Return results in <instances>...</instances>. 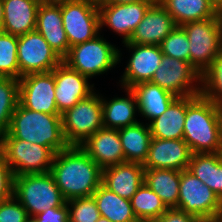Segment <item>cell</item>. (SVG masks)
Listing matches in <instances>:
<instances>
[{
	"instance_id": "obj_1",
	"label": "cell",
	"mask_w": 222,
	"mask_h": 222,
	"mask_svg": "<svg viewBox=\"0 0 222 222\" xmlns=\"http://www.w3.org/2000/svg\"><path fill=\"white\" fill-rule=\"evenodd\" d=\"M102 170L80 146H68L54 155L50 173L67 201L93 196L102 184Z\"/></svg>"
},
{
	"instance_id": "obj_2",
	"label": "cell",
	"mask_w": 222,
	"mask_h": 222,
	"mask_svg": "<svg viewBox=\"0 0 222 222\" xmlns=\"http://www.w3.org/2000/svg\"><path fill=\"white\" fill-rule=\"evenodd\" d=\"M183 140L191 153L222 152L220 108L202 95L186 96Z\"/></svg>"
},
{
	"instance_id": "obj_3",
	"label": "cell",
	"mask_w": 222,
	"mask_h": 222,
	"mask_svg": "<svg viewBox=\"0 0 222 222\" xmlns=\"http://www.w3.org/2000/svg\"><path fill=\"white\" fill-rule=\"evenodd\" d=\"M8 133L15 139L48 147L54 154L66 149L61 114H46L24 108L18 103Z\"/></svg>"
},
{
	"instance_id": "obj_4",
	"label": "cell",
	"mask_w": 222,
	"mask_h": 222,
	"mask_svg": "<svg viewBox=\"0 0 222 222\" xmlns=\"http://www.w3.org/2000/svg\"><path fill=\"white\" fill-rule=\"evenodd\" d=\"M13 196L31 217L66 203L50 172L14 176Z\"/></svg>"
},
{
	"instance_id": "obj_5",
	"label": "cell",
	"mask_w": 222,
	"mask_h": 222,
	"mask_svg": "<svg viewBox=\"0 0 222 222\" xmlns=\"http://www.w3.org/2000/svg\"><path fill=\"white\" fill-rule=\"evenodd\" d=\"M121 56L118 47L99 34L90 41L70 47L62 62L90 79L115 68Z\"/></svg>"
},
{
	"instance_id": "obj_6",
	"label": "cell",
	"mask_w": 222,
	"mask_h": 222,
	"mask_svg": "<svg viewBox=\"0 0 222 222\" xmlns=\"http://www.w3.org/2000/svg\"><path fill=\"white\" fill-rule=\"evenodd\" d=\"M62 131L69 146H80L96 131L103 128L100 94L94 92L61 114Z\"/></svg>"
},
{
	"instance_id": "obj_7",
	"label": "cell",
	"mask_w": 222,
	"mask_h": 222,
	"mask_svg": "<svg viewBox=\"0 0 222 222\" xmlns=\"http://www.w3.org/2000/svg\"><path fill=\"white\" fill-rule=\"evenodd\" d=\"M177 209L206 222L222 216V200L188 169L180 171Z\"/></svg>"
},
{
	"instance_id": "obj_8",
	"label": "cell",
	"mask_w": 222,
	"mask_h": 222,
	"mask_svg": "<svg viewBox=\"0 0 222 222\" xmlns=\"http://www.w3.org/2000/svg\"><path fill=\"white\" fill-rule=\"evenodd\" d=\"M0 151L14 176L50 172L55 155L48 147L15 139L8 132L0 139Z\"/></svg>"
},
{
	"instance_id": "obj_9",
	"label": "cell",
	"mask_w": 222,
	"mask_h": 222,
	"mask_svg": "<svg viewBox=\"0 0 222 222\" xmlns=\"http://www.w3.org/2000/svg\"><path fill=\"white\" fill-rule=\"evenodd\" d=\"M61 13L69 47L90 41L100 34L98 3L90 0H61Z\"/></svg>"
},
{
	"instance_id": "obj_10",
	"label": "cell",
	"mask_w": 222,
	"mask_h": 222,
	"mask_svg": "<svg viewBox=\"0 0 222 222\" xmlns=\"http://www.w3.org/2000/svg\"><path fill=\"white\" fill-rule=\"evenodd\" d=\"M189 39L190 63L202 75L222 49L216 17L181 26Z\"/></svg>"
},
{
	"instance_id": "obj_11",
	"label": "cell",
	"mask_w": 222,
	"mask_h": 222,
	"mask_svg": "<svg viewBox=\"0 0 222 222\" xmlns=\"http://www.w3.org/2000/svg\"><path fill=\"white\" fill-rule=\"evenodd\" d=\"M150 82L176 97L201 95L200 73L190 62L170 56L163 55L161 65Z\"/></svg>"
},
{
	"instance_id": "obj_12",
	"label": "cell",
	"mask_w": 222,
	"mask_h": 222,
	"mask_svg": "<svg viewBox=\"0 0 222 222\" xmlns=\"http://www.w3.org/2000/svg\"><path fill=\"white\" fill-rule=\"evenodd\" d=\"M17 58L19 79L31 73L51 72L62 62V58L36 30L18 36Z\"/></svg>"
},
{
	"instance_id": "obj_13",
	"label": "cell",
	"mask_w": 222,
	"mask_h": 222,
	"mask_svg": "<svg viewBox=\"0 0 222 222\" xmlns=\"http://www.w3.org/2000/svg\"><path fill=\"white\" fill-rule=\"evenodd\" d=\"M55 69L31 73L19 79V103L28 110L60 114L55 102Z\"/></svg>"
},
{
	"instance_id": "obj_14",
	"label": "cell",
	"mask_w": 222,
	"mask_h": 222,
	"mask_svg": "<svg viewBox=\"0 0 222 222\" xmlns=\"http://www.w3.org/2000/svg\"><path fill=\"white\" fill-rule=\"evenodd\" d=\"M158 0H145L125 4H98L100 28L108 26L122 36V43L129 41L148 9Z\"/></svg>"
},
{
	"instance_id": "obj_15",
	"label": "cell",
	"mask_w": 222,
	"mask_h": 222,
	"mask_svg": "<svg viewBox=\"0 0 222 222\" xmlns=\"http://www.w3.org/2000/svg\"><path fill=\"white\" fill-rule=\"evenodd\" d=\"M129 51L131 57L121 76V88H132L133 86L150 82L155 71L161 65L163 53L160 46L141 45L134 43H123Z\"/></svg>"
},
{
	"instance_id": "obj_16",
	"label": "cell",
	"mask_w": 222,
	"mask_h": 222,
	"mask_svg": "<svg viewBox=\"0 0 222 222\" xmlns=\"http://www.w3.org/2000/svg\"><path fill=\"white\" fill-rule=\"evenodd\" d=\"M80 72L71 69L64 62L55 68V102L58 112L63 114L78 101L86 99L95 91L94 84Z\"/></svg>"
},
{
	"instance_id": "obj_17",
	"label": "cell",
	"mask_w": 222,
	"mask_h": 222,
	"mask_svg": "<svg viewBox=\"0 0 222 222\" xmlns=\"http://www.w3.org/2000/svg\"><path fill=\"white\" fill-rule=\"evenodd\" d=\"M192 153L183 139L152 138L144 169H188Z\"/></svg>"
},
{
	"instance_id": "obj_18",
	"label": "cell",
	"mask_w": 222,
	"mask_h": 222,
	"mask_svg": "<svg viewBox=\"0 0 222 222\" xmlns=\"http://www.w3.org/2000/svg\"><path fill=\"white\" fill-rule=\"evenodd\" d=\"M35 30L62 59L68 54L70 47L63 28L61 1L40 3Z\"/></svg>"
},
{
	"instance_id": "obj_19",
	"label": "cell",
	"mask_w": 222,
	"mask_h": 222,
	"mask_svg": "<svg viewBox=\"0 0 222 222\" xmlns=\"http://www.w3.org/2000/svg\"><path fill=\"white\" fill-rule=\"evenodd\" d=\"M176 27L172 16L156 1L148 9L129 41L124 43L160 46L162 40Z\"/></svg>"
},
{
	"instance_id": "obj_20",
	"label": "cell",
	"mask_w": 222,
	"mask_h": 222,
	"mask_svg": "<svg viewBox=\"0 0 222 222\" xmlns=\"http://www.w3.org/2000/svg\"><path fill=\"white\" fill-rule=\"evenodd\" d=\"M80 147L103 169L125 162L118 129L101 128Z\"/></svg>"
},
{
	"instance_id": "obj_21",
	"label": "cell",
	"mask_w": 222,
	"mask_h": 222,
	"mask_svg": "<svg viewBox=\"0 0 222 222\" xmlns=\"http://www.w3.org/2000/svg\"><path fill=\"white\" fill-rule=\"evenodd\" d=\"M144 166L123 162L103 168L102 185L120 197L131 199L144 182Z\"/></svg>"
},
{
	"instance_id": "obj_22",
	"label": "cell",
	"mask_w": 222,
	"mask_h": 222,
	"mask_svg": "<svg viewBox=\"0 0 222 222\" xmlns=\"http://www.w3.org/2000/svg\"><path fill=\"white\" fill-rule=\"evenodd\" d=\"M39 5L36 0H3L2 32L20 36L35 31Z\"/></svg>"
},
{
	"instance_id": "obj_23",
	"label": "cell",
	"mask_w": 222,
	"mask_h": 222,
	"mask_svg": "<svg viewBox=\"0 0 222 222\" xmlns=\"http://www.w3.org/2000/svg\"><path fill=\"white\" fill-rule=\"evenodd\" d=\"M126 97H113L109 101L101 96L103 110V127L121 129L139 121L135 118L138 111L135 93L130 88H123Z\"/></svg>"
},
{
	"instance_id": "obj_24",
	"label": "cell",
	"mask_w": 222,
	"mask_h": 222,
	"mask_svg": "<svg viewBox=\"0 0 222 222\" xmlns=\"http://www.w3.org/2000/svg\"><path fill=\"white\" fill-rule=\"evenodd\" d=\"M186 96L177 97L159 117L148 123L152 138L183 139Z\"/></svg>"
},
{
	"instance_id": "obj_25",
	"label": "cell",
	"mask_w": 222,
	"mask_h": 222,
	"mask_svg": "<svg viewBox=\"0 0 222 222\" xmlns=\"http://www.w3.org/2000/svg\"><path fill=\"white\" fill-rule=\"evenodd\" d=\"M135 93L138 113L149 122L163 114L177 98L170 92L151 82H143L131 88Z\"/></svg>"
},
{
	"instance_id": "obj_26",
	"label": "cell",
	"mask_w": 222,
	"mask_h": 222,
	"mask_svg": "<svg viewBox=\"0 0 222 222\" xmlns=\"http://www.w3.org/2000/svg\"><path fill=\"white\" fill-rule=\"evenodd\" d=\"M118 130L125 162L144 164L148 157L149 145L152 139L148 123L143 124L139 121Z\"/></svg>"
},
{
	"instance_id": "obj_27",
	"label": "cell",
	"mask_w": 222,
	"mask_h": 222,
	"mask_svg": "<svg viewBox=\"0 0 222 222\" xmlns=\"http://www.w3.org/2000/svg\"><path fill=\"white\" fill-rule=\"evenodd\" d=\"M188 170L222 200V152L193 153Z\"/></svg>"
},
{
	"instance_id": "obj_28",
	"label": "cell",
	"mask_w": 222,
	"mask_h": 222,
	"mask_svg": "<svg viewBox=\"0 0 222 222\" xmlns=\"http://www.w3.org/2000/svg\"><path fill=\"white\" fill-rule=\"evenodd\" d=\"M144 182L161 198L167 208H177L180 171L173 169H145Z\"/></svg>"
},
{
	"instance_id": "obj_29",
	"label": "cell",
	"mask_w": 222,
	"mask_h": 222,
	"mask_svg": "<svg viewBox=\"0 0 222 222\" xmlns=\"http://www.w3.org/2000/svg\"><path fill=\"white\" fill-rule=\"evenodd\" d=\"M172 16L177 26L213 18L216 7L208 0H158Z\"/></svg>"
},
{
	"instance_id": "obj_30",
	"label": "cell",
	"mask_w": 222,
	"mask_h": 222,
	"mask_svg": "<svg viewBox=\"0 0 222 222\" xmlns=\"http://www.w3.org/2000/svg\"><path fill=\"white\" fill-rule=\"evenodd\" d=\"M97 208L102 217L111 222H139L135 217L129 199L120 197L102 184L93 193Z\"/></svg>"
},
{
	"instance_id": "obj_31",
	"label": "cell",
	"mask_w": 222,
	"mask_h": 222,
	"mask_svg": "<svg viewBox=\"0 0 222 222\" xmlns=\"http://www.w3.org/2000/svg\"><path fill=\"white\" fill-rule=\"evenodd\" d=\"M133 213L138 221L158 219L167 211L161 198L145 182L130 199Z\"/></svg>"
},
{
	"instance_id": "obj_32",
	"label": "cell",
	"mask_w": 222,
	"mask_h": 222,
	"mask_svg": "<svg viewBox=\"0 0 222 222\" xmlns=\"http://www.w3.org/2000/svg\"><path fill=\"white\" fill-rule=\"evenodd\" d=\"M19 103V79L0 77V139L8 132Z\"/></svg>"
},
{
	"instance_id": "obj_33",
	"label": "cell",
	"mask_w": 222,
	"mask_h": 222,
	"mask_svg": "<svg viewBox=\"0 0 222 222\" xmlns=\"http://www.w3.org/2000/svg\"><path fill=\"white\" fill-rule=\"evenodd\" d=\"M201 95L222 107V49L212 65L201 75Z\"/></svg>"
},
{
	"instance_id": "obj_34",
	"label": "cell",
	"mask_w": 222,
	"mask_h": 222,
	"mask_svg": "<svg viewBox=\"0 0 222 222\" xmlns=\"http://www.w3.org/2000/svg\"><path fill=\"white\" fill-rule=\"evenodd\" d=\"M18 36L0 32V77L19 79Z\"/></svg>"
},
{
	"instance_id": "obj_35",
	"label": "cell",
	"mask_w": 222,
	"mask_h": 222,
	"mask_svg": "<svg viewBox=\"0 0 222 222\" xmlns=\"http://www.w3.org/2000/svg\"><path fill=\"white\" fill-rule=\"evenodd\" d=\"M163 55L190 62L189 39L181 26L174 28L160 44Z\"/></svg>"
},
{
	"instance_id": "obj_36",
	"label": "cell",
	"mask_w": 222,
	"mask_h": 222,
	"mask_svg": "<svg viewBox=\"0 0 222 222\" xmlns=\"http://www.w3.org/2000/svg\"><path fill=\"white\" fill-rule=\"evenodd\" d=\"M66 203L69 221L96 222L101 217L93 196L73 198Z\"/></svg>"
},
{
	"instance_id": "obj_37",
	"label": "cell",
	"mask_w": 222,
	"mask_h": 222,
	"mask_svg": "<svg viewBox=\"0 0 222 222\" xmlns=\"http://www.w3.org/2000/svg\"><path fill=\"white\" fill-rule=\"evenodd\" d=\"M28 217L27 211L14 196L0 201V222H25Z\"/></svg>"
},
{
	"instance_id": "obj_38",
	"label": "cell",
	"mask_w": 222,
	"mask_h": 222,
	"mask_svg": "<svg viewBox=\"0 0 222 222\" xmlns=\"http://www.w3.org/2000/svg\"><path fill=\"white\" fill-rule=\"evenodd\" d=\"M14 174L4 154L0 151V201L13 197Z\"/></svg>"
},
{
	"instance_id": "obj_39",
	"label": "cell",
	"mask_w": 222,
	"mask_h": 222,
	"mask_svg": "<svg viewBox=\"0 0 222 222\" xmlns=\"http://www.w3.org/2000/svg\"><path fill=\"white\" fill-rule=\"evenodd\" d=\"M140 222H201L196 216L177 208H168L158 219H145Z\"/></svg>"
},
{
	"instance_id": "obj_40",
	"label": "cell",
	"mask_w": 222,
	"mask_h": 222,
	"mask_svg": "<svg viewBox=\"0 0 222 222\" xmlns=\"http://www.w3.org/2000/svg\"><path fill=\"white\" fill-rule=\"evenodd\" d=\"M38 222H68V206L65 203L61 207L48 208L35 216Z\"/></svg>"
},
{
	"instance_id": "obj_41",
	"label": "cell",
	"mask_w": 222,
	"mask_h": 222,
	"mask_svg": "<svg viewBox=\"0 0 222 222\" xmlns=\"http://www.w3.org/2000/svg\"><path fill=\"white\" fill-rule=\"evenodd\" d=\"M218 23V28H219V34H220V39L222 42V6L219 8H216V15H215Z\"/></svg>"
},
{
	"instance_id": "obj_42",
	"label": "cell",
	"mask_w": 222,
	"mask_h": 222,
	"mask_svg": "<svg viewBox=\"0 0 222 222\" xmlns=\"http://www.w3.org/2000/svg\"><path fill=\"white\" fill-rule=\"evenodd\" d=\"M145 0H105L98 4H125V3H134Z\"/></svg>"
},
{
	"instance_id": "obj_43",
	"label": "cell",
	"mask_w": 222,
	"mask_h": 222,
	"mask_svg": "<svg viewBox=\"0 0 222 222\" xmlns=\"http://www.w3.org/2000/svg\"><path fill=\"white\" fill-rule=\"evenodd\" d=\"M3 21H4L3 0H0V32H2L3 29Z\"/></svg>"
},
{
	"instance_id": "obj_44",
	"label": "cell",
	"mask_w": 222,
	"mask_h": 222,
	"mask_svg": "<svg viewBox=\"0 0 222 222\" xmlns=\"http://www.w3.org/2000/svg\"><path fill=\"white\" fill-rule=\"evenodd\" d=\"M211 4H213L216 8L222 6V0H208Z\"/></svg>"
},
{
	"instance_id": "obj_45",
	"label": "cell",
	"mask_w": 222,
	"mask_h": 222,
	"mask_svg": "<svg viewBox=\"0 0 222 222\" xmlns=\"http://www.w3.org/2000/svg\"><path fill=\"white\" fill-rule=\"evenodd\" d=\"M206 222H222V216L221 217H218V218H214L212 220H208Z\"/></svg>"
},
{
	"instance_id": "obj_46",
	"label": "cell",
	"mask_w": 222,
	"mask_h": 222,
	"mask_svg": "<svg viewBox=\"0 0 222 222\" xmlns=\"http://www.w3.org/2000/svg\"><path fill=\"white\" fill-rule=\"evenodd\" d=\"M96 222H111V221H109L107 218L101 216Z\"/></svg>"
},
{
	"instance_id": "obj_47",
	"label": "cell",
	"mask_w": 222,
	"mask_h": 222,
	"mask_svg": "<svg viewBox=\"0 0 222 222\" xmlns=\"http://www.w3.org/2000/svg\"><path fill=\"white\" fill-rule=\"evenodd\" d=\"M25 222H38L35 217L29 216Z\"/></svg>"
},
{
	"instance_id": "obj_48",
	"label": "cell",
	"mask_w": 222,
	"mask_h": 222,
	"mask_svg": "<svg viewBox=\"0 0 222 222\" xmlns=\"http://www.w3.org/2000/svg\"><path fill=\"white\" fill-rule=\"evenodd\" d=\"M221 139H222V107L220 108Z\"/></svg>"
},
{
	"instance_id": "obj_49",
	"label": "cell",
	"mask_w": 222,
	"mask_h": 222,
	"mask_svg": "<svg viewBox=\"0 0 222 222\" xmlns=\"http://www.w3.org/2000/svg\"><path fill=\"white\" fill-rule=\"evenodd\" d=\"M39 3H45V2H50V0H36Z\"/></svg>"
},
{
	"instance_id": "obj_50",
	"label": "cell",
	"mask_w": 222,
	"mask_h": 222,
	"mask_svg": "<svg viewBox=\"0 0 222 222\" xmlns=\"http://www.w3.org/2000/svg\"><path fill=\"white\" fill-rule=\"evenodd\" d=\"M90 1H93V2H95V3H101V2H103V1H105V0H90Z\"/></svg>"
}]
</instances>
